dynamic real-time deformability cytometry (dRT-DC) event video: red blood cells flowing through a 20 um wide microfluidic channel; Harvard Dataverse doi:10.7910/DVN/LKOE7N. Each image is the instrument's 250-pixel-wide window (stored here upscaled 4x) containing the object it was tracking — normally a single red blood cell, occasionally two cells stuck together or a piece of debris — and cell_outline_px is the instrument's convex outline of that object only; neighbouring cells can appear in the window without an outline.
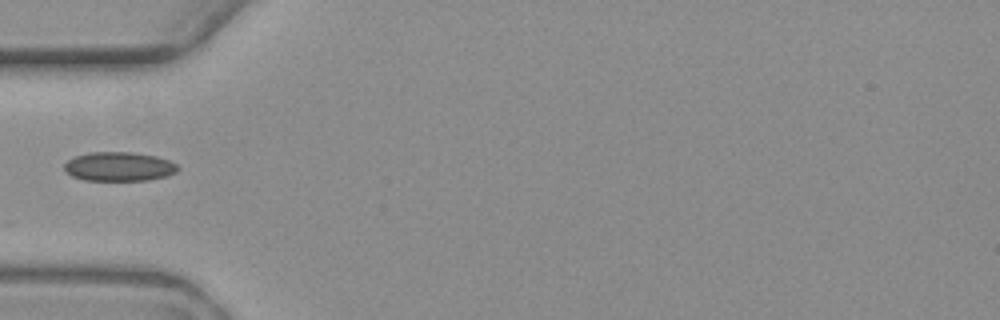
{"species": "common noctule bat (a hibernating species)", "species_latin": "Nyctalus noctula", "temperature_condition": "warm", "stored_images_in_passage": 3, "camera_frame_rate_fps": 3000, "um_per_image_px": 0.085, "animal": {"sex": "female", "body_mass_g": 19.3, "forearm_length_mm": 54.1}, "frame": {"image": 1, "passage_image": 3, "time_ms": 4.333, "image_size_px": [1000, 320], "cell_outline_px": [[180, 168], [176, 172], [164, 176], [148, 180], [84, 180], [72, 176], [64, 172], [64, 164], [68, 160], [76, 156], [88, 152], [132, 152], [156, 156], [168, 160], [176, 164]], "centroid_in_image_um": [10.09, 14.15], "position_along_channel_um": 74.9, "area_um2": 19.25}}